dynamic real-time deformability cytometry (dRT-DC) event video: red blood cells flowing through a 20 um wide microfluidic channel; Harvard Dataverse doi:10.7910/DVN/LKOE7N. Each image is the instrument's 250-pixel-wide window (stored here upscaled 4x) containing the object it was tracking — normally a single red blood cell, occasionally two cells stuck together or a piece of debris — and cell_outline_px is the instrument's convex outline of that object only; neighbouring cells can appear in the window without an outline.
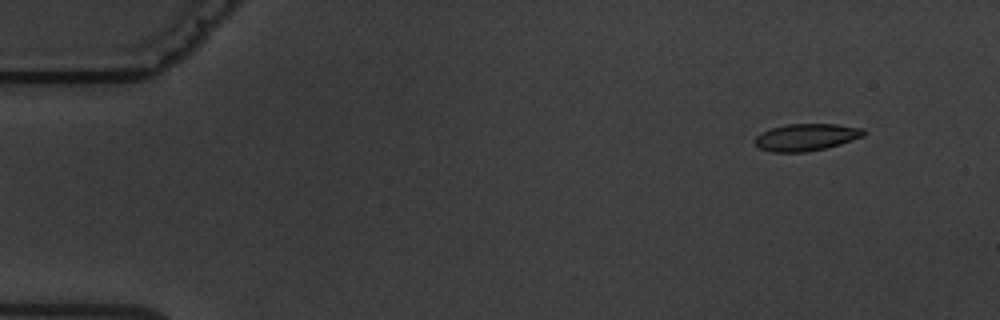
{"species": "common noctule bat (a hibernating species)", "species_latin": "Nyctalus noctula", "temperature_condition": "warm", "stored_images_in_passage": 8, "camera_frame_rate_fps": 3000, "um_per_image_px": 0.085, "animal": {"sex": "male", "body_mass_g": 19.5, "forearm_length_mm": 54.6}, "frame": {"image": 1, "passage_image": 2, "time_ms": 1.333, "image_size_px": [1000, 320], "cell_outline_px": [[868, 132], [864, 136], [840, 144], [824, 148], [804, 152], [772, 152], [760, 148], [752, 140], [760, 132], [772, 128], [788, 124], [836, 124], [864, 128]], "centroid_in_image_um": [68.54, 11.65], "position_along_channel_um": 16.5, "area_um2": 17.22}}
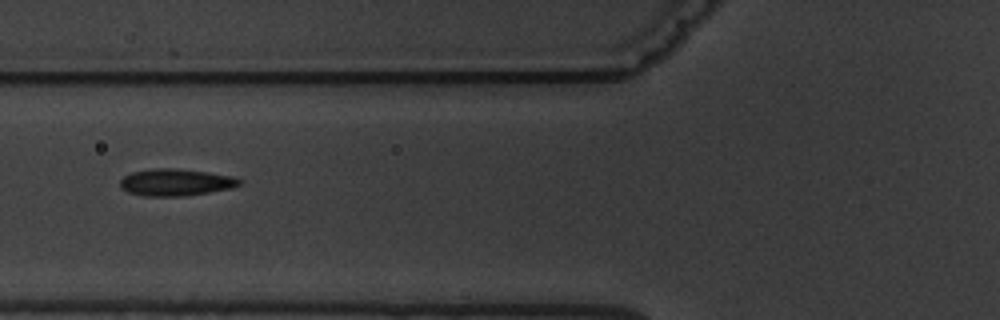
{"frame": {"image": 2, "passage_image": 7, "time_ms": 7.0, "image_size_px": [1000, 320], "cell_outline_px": [[240, 184], [232, 188], [184, 196], [144, 196], [128, 192], [120, 188], [120, 180], [124, 176], [132, 172], [156, 168], [176, 168], [208, 172], [232, 176], [240, 180]], "centroid_in_image_um": [14.9, 15.5], "position_along_channel_um": 110.9, "area_um2": 18.67}}
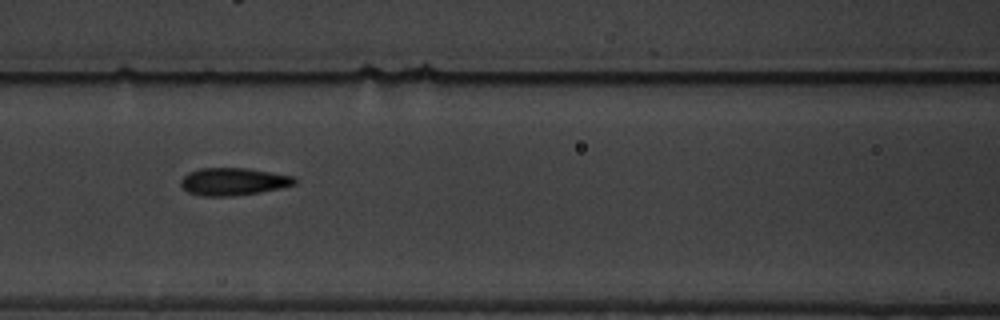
{"frame": {"image": 3, "passage_image": 8, "time_ms": 8.0, "image_size_px": [1000, 320], "cell_outline_px": [[296, 184], [280, 188], [260, 192], [232, 196], [200, 196], [188, 192], [180, 184], [180, 180], [188, 172], [200, 168], [248, 168], [296, 176]], "centroid_in_image_um": [19.84, 15.43], "position_along_channel_um": 146.8, "area_um2": 18.38}}